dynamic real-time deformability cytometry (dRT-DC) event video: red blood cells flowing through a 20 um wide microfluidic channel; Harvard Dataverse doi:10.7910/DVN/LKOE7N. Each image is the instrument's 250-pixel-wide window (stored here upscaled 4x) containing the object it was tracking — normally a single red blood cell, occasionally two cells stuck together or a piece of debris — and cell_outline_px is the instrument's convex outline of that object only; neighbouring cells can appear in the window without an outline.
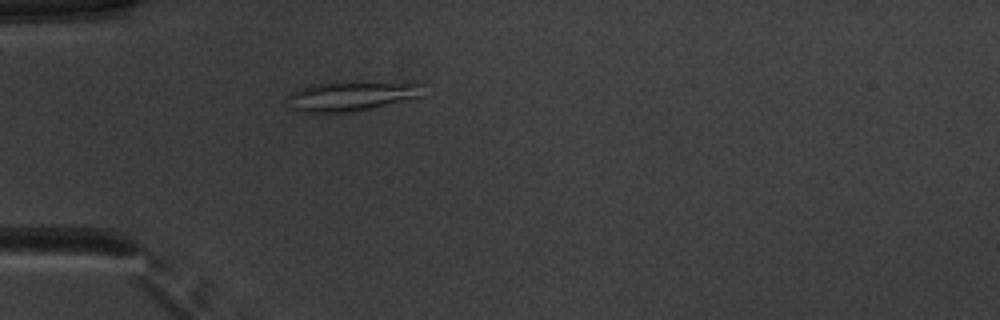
{"species": "common noctule bat (a hibernating species)", "species_latin": "Nyctalus noctula", "temperature_condition": "warm", "stored_images_in_passage": 38, "camera_frame_rate_fps": 3000, "um_per_image_px": 0.085, "animal": {"sex": "male", "body_mass_g": 20.1, "forearm_length_mm": 53.5}, "frame": {"image": 1, "passage_image": 2, "time_ms": 0.333, "image_size_px": [1000, 320], "cell_outline_px": [[424, 84], [420, 96], [368, 108], [344, 112], [300, 112], [292, 108], [288, 96], [292, 92], [300, 88], [316, 84], [344, 80], [364, 80]], "centroid_in_image_um": [29.85, 8.11], "position_along_channel_um": 55.2, "area_um2": 23.35}}
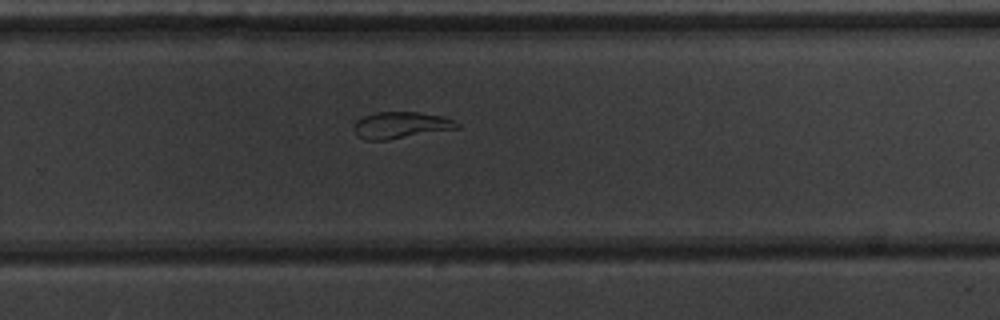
{"frame": {"image": 2, "passage_image": 21, "time_ms": 6.667, "image_size_px": [1000, 320], "cell_outline_px": [[460, 128], [388, 140], [364, 140], [356, 136], [352, 128], [356, 120], [364, 116], [376, 112], [416, 112], [444, 116], [460, 124]], "centroid_in_image_um": [34.03, 10.65], "position_along_channel_um": 295.8, "area_um2": 16.18}}
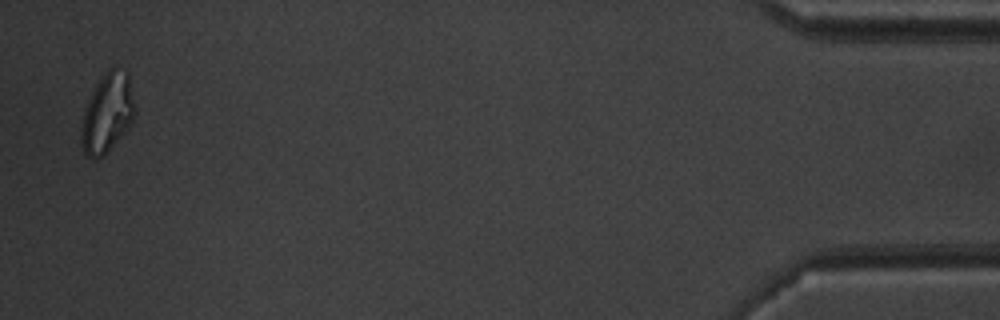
{"frame": {"image": 3, "passage_image": 37, "time_ms": 12.0, "image_size_px": [1000, 320], "cell_outline_px": [[136, 116], [128, 128], [104, 156], [92, 160], [84, 156], [80, 144], [80, 128], [84, 108], [96, 84], [104, 72], [108, 68], [112, 68], [128, 72], [136, 112]], "centroid_in_image_um": [9.09, 9.66], "position_along_channel_um": 426.1, "area_um2": 25.2}, "authors_computed_cell_mechanics": {"area_um2": 17.1666, "velocity_mm_per_s": 3.9488, "shape_relaxation_time_tau1_ms": null, "shape_relaxation_time_tau2_ms": 4.5414, "deformation_change_tau1": null, "deformation_change_tau2": 0.0908}}